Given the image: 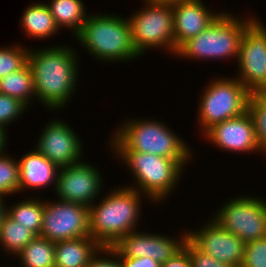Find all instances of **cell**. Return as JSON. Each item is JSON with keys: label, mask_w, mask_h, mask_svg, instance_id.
Here are the masks:
<instances>
[{"label": "cell", "mask_w": 266, "mask_h": 267, "mask_svg": "<svg viewBox=\"0 0 266 267\" xmlns=\"http://www.w3.org/2000/svg\"><path fill=\"white\" fill-rule=\"evenodd\" d=\"M60 45L54 43L53 46L51 44L38 49L30 47L27 55L37 103H41L49 112H59L68 107L76 95L78 77H81L79 51L72 44Z\"/></svg>", "instance_id": "1"}, {"label": "cell", "mask_w": 266, "mask_h": 267, "mask_svg": "<svg viewBox=\"0 0 266 267\" xmlns=\"http://www.w3.org/2000/svg\"><path fill=\"white\" fill-rule=\"evenodd\" d=\"M107 193L89 207V233L101 247H111L119 238L138 230L142 202L149 200L125 185Z\"/></svg>", "instance_id": "2"}, {"label": "cell", "mask_w": 266, "mask_h": 267, "mask_svg": "<svg viewBox=\"0 0 266 267\" xmlns=\"http://www.w3.org/2000/svg\"><path fill=\"white\" fill-rule=\"evenodd\" d=\"M130 118L122 120L121 125L112 131L108 141L110 151H138L168 159H194L192 147L164 120Z\"/></svg>", "instance_id": "3"}, {"label": "cell", "mask_w": 266, "mask_h": 267, "mask_svg": "<svg viewBox=\"0 0 266 267\" xmlns=\"http://www.w3.org/2000/svg\"><path fill=\"white\" fill-rule=\"evenodd\" d=\"M113 152V153H112ZM113 158L126 165L133 177V183L128 186L144 194L149 203L158 205L167 201L168 197L178 190L186 165L190 159H168L150 153L138 151H112ZM181 180V181H180Z\"/></svg>", "instance_id": "4"}, {"label": "cell", "mask_w": 266, "mask_h": 267, "mask_svg": "<svg viewBox=\"0 0 266 267\" xmlns=\"http://www.w3.org/2000/svg\"><path fill=\"white\" fill-rule=\"evenodd\" d=\"M122 16L108 12L89 14L74 37L77 44L100 63H133L137 58L141 59L132 43L129 21Z\"/></svg>", "instance_id": "5"}, {"label": "cell", "mask_w": 266, "mask_h": 267, "mask_svg": "<svg viewBox=\"0 0 266 267\" xmlns=\"http://www.w3.org/2000/svg\"><path fill=\"white\" fill-rule=\"evenodd\" d=\"M239 15V16H238ZM226 10L204 31L184 42L175 54L182 60H238L239 44L246 27L256 18ZM231 58V59H230ZM236 58V59H235Z\"/></svg>", "instance_id": "6"}, {"label": "cell", "mask_w": 266, "mask_h": 267, "mask_svg": "<svg viewBox=\"0 0 266 267\" xmlns=\"http://www.w3.org/2000/svg\"><path fill=\"white\" fill-rule=\"evenodd\" d=\"M142 5L127 18L135 50L142 57L160 49L175 58L172 3L144 0Z\"/></svg>", "instance_id": "7"}, {"label": "cell", "mask_w": 266, "mask_h": 267, "mask_svg": "<svg viewBox=\"0 0 266 267\" xmlns=\"http://www.w3.org/2000/svg\"><path fill=\"white\" fill-rule=\"evenodd\" d=\"M229 77V78H228ZM213 77L200 93L196 114L203 134L216 123L239 117L247 112L250 92L234 77Z\"/></svg>", "instance_id": "8"}, {"label": "cell", "mask_w": 266, "mask_h": 267, "mask_svg": "<svg viewBox=\"0 0 266 267\" xmlns=\"http://www.w3.org/2000/svg\"><path fill=\"white\" fill-rule=\"evenodd\" d=\"M220 205L210 217L245 244L266 236V198L237 195Z\"/></svg>", "instance_id": "9"}, {"label": "cell", "mask_w": 266, "mask_h": 267, "mask_svg": "<svg viewBox=\"0 0 266 267\" xmlns=\"http://www.w3.org/2000/svg\"><path fill=\"white\" fill-rule=\"evenodd\" d=\"M256 17L243 32L236 78L250 93H266V25Z\"/></svg>", "instance_id": "10"}, {"label": "cell", "mask_w": 266, "mask_h": 267, "mask_svg": "<svg viewBox=\"0 0 266 267\" xmlns=\"http://www.w3.org/2000/svg\"><path fill=\"white\" fill-rule=\"evenodd\" d=\"M48 200L44 203L41 237L56 243L90 236L88 206L57 198Z\"/></svg>", "instance_id": "11"}, {"label": "cell", "mask_w": 266, "mask_h": 267, "mask_svg": "<svg viewBox=\"0 0 266 267\" xmlns=\"http://www.w3.org/2000/svg\"><path fill=\"white\" fill-rule=\"evenodd\" d=\"M97 165L86 162V159L79 163L59 168L55 194L59 200L80 203L90 207L99 199L103 192L104 174L101 175Z\"/></svg>", "instance_id": "12"}, {"label": "cell", "mask_w": 266, "mask_h": 267, "mask_svg": "<svg viewBox=\"0 0 266 267\" xmlns=\"http://www.w3.org/2000/svg\"><path fill=\"white\" fill-rule=\"evenodd\" d=\"M184 230L182 234L179 232V236H176L178 238L160 232L136 230L119 238L110 248L119 257H150L162 265L184 248L188 238L187 228Z\"/></svg>", "instance_id": "13"}, {"label": "cell", "mask_w": 266, "mask_h": 267, "mask_svg": "<svg viewBox=\"0 0 266 267\" xmlns=\"http://www.w3.org/2000/svg\"><path fill=\"white\" fill-rule=\"evenodd\" d=\"M59 118L53 117L50 122L45 123L33 148L58 168H63L83 160L84 144L76 130L67 121Z\"/></svg>", "instance_id": "14"}, {"label": "cell", "mask_w": 266, "mask_h": 267, "mask_svg": "<svg viewBox=\"0 0 266 267\" xmlns=\"http://www.w3.org/2000/svg\"><path fill=\"white\" fill-rule=\"evenodd\" d=\"M202 138L220 150L234 154L260 153L266 158L265 151L260 147L252 118L248 112L243 115L219 122L207 129Z\"/></svg>", "instance_id": "15"}, {"label": "cell", "mask_w": 266, "mask_h": 267, "mask_svg": "<svg viewBox=\"0 0 266 267\" xmlns=\"http://www.w3.org/2000/svg\"><path fill=\"white\" fill-rule=\"evenodd\" d=\"M195 230L189 228L188 238L203 252L219 262L233 267H241L245 243L236 235L222 228L214 219L208 217ZM192 230V231H191Z\"/></svg>", "instance_id": "16"}, {"label": "cell", "mask_w": 266, "mask_h": 267, "mask_svg": "<svg viewBox=\"0 0 266 267\" xmlns=\"http://www.w3.org/2000/svg\"><path fill=\"white\" fill-rule=\"evenodd\" d=\"M175 54L188 39L207 29L224 11H213L203 0L172 3Z\"/></svg>", "instance_id": "17"}, {"label": "cell", "mask_w": 266, "mask_h": 267, "mask_svg": "<svg viewBox=\"0 0 266 267\" xmlns=\"http://www.w3.org/2000/svg\"><path fill=\"white\" fill-rule=\"evenodd\" d=\"M19 165V192L39 191L47 187L55 190L59 168L35 148L22 154Z\"/></svg>", "instance_id": "18"}, {"label": "cell", "mask_w": 266, "mask_h": 267, "mask_svg": "<svg viewBox=\"0 0 266 267\" xmlns=\"http://www.w3.org/2000/svg\"><path fill=\"white\" fill-rule=\"evenodd\" d=\"M101 248L91 236L56 242L54 267H86Z\"/></svg>", "instance_id": "19"}, {"label": "cell", "mask_w": 266, "mask_h": 267, "mask_svg": "<svg viewBox=\"0 0 266 267\" xmlns=\"http://www.w3.org/2000/svg\"><path fill=\"white\" fill-rule=\"evenodd\" d=\"M23 11L19 23L30 39L46 40L60 33L61 30L56 25L46 2H32Z\"/></svg>", "instance_id": "20"}, {"label": "cell", "mask_w": 266, "mask_h": 267, "mask_svg": "<svg viewBox=\"0 0 266 267\" xmlns=\"http://www.w3.org/2000/svg\"><path fill=\"white\" fill-rule=\"evenodd\" d=\"M82 0H48L47 6L60 30L71 31L73 39L81 31L88 15Z\"/></svg>", "instance_id": "21"}, {"label": "cell", "mask_w": 266, "mask_h": 267, "mask_svg": "<svg viewBox=\"0 0 266 267\" xmlns=\"http://www.w3.org/2000/svg\"><path fill=\"white\" fill-rule=\"evenodd\" d=\"M0 93L14 97L24 103L29 109L36 101L33 75L26 63L20 70L10 73L0 79Z\"/></svg>", "instance_id": "22"}, {"label": "cell", "mask_w": 266, "mask_h": 267, "mask_svg": "<svg viewBox=\"0 0 266 267\" xmlns=\"http://www.w3.org/2000/svg\"><path fill=\"white\" fill-rule=\"evenodd\" d=\"M37 197V198H36ZM37 195L21 199L7 206V215L14 221L21 223L30 231L40 236L42 228L45 199Z\"/></svg>", "instance_id": "23"}, {"label": "cell", "mask_w": 266, "mask_h": 267, "mask_svg": "<svg viewBox=\"0 0 266 267\" xmlns=\"http://www.w3.org/2000/svg\"><path fill=\"white\" fill-rule=\"evenodd\" d=\"M37 235L6 215L0 225V249L15 258Z\"/></svg>", "instance_id": "24"}, {"label": "cell", "mask_w": 266, "mask_h": 267, "mask_svg": "<svg viewBox=\"0 0 266 267\" xmlns=\"http://www.w3.org/2000/svg\"><path fill=\"white\" fill-rule=\"evenodd\" d=\"M21 267H54L55 243L36 236L15 257Z\"/></svg>", "instance_id": "25"}, {"label": "cell", "mask_w": 266, "mask_h": 267, "mask_svg": "<svg viewBox=\"0 0 266 267\" xmlns=\"http://www.w3.org/2000/svg\"><path fill=\"white\" fill-rule=\"evenodd\" d=\"M19 194V165L14 156L6 152L0 154V196L7 198Z\"/></svg>", "instance_id": "26"}, {"label": "cell", "mask_w": 266, "mask_h": 267, "mask_svg": "<svg viewBox=\"0 0 266 267\" xmlns=\"http://www.w3.org/2000/svg\"><path fill=\"white\" fill-rule=\"evenodd\" d=\"M247 112L252 118L258 143L266 153V93H251Z\"/></svg>", "instance_id": "27"}, {"label": "cell", "mask_w": 266, "mask_h": 267, "mask_svg": "<svg viewBox=\"0 0 266 267\" xmlns=\"http://www.w3.org/2000/svg\"><path fill=\"white\" fill-rule=\"evenodd\" d=\"M29 48L19 43L0 46V79L20 70L27 63Z\"/></svg>", "instance_id": "28"}, {"label": "cell", "mask_w": 266, "mask_h": 267, "mask_svg": "<svg viewBox=\"0 0 266 267\" xmlns=\"http://www.w3.org/2000/svg\"><path fill=\"white\" fill-rule=\"evenodd\" d=\"M29 108L20 100L0 93V125L8 129L15 120H19ZM26 111V112H25ZM9 125V126H8Z\"/></svg>", "instance_id": "29"}, {"label": "cell", "mask_w": 266, "mask_h": 267, "mask_svg": "<svg viewBox=\"0 0 266 267\" xmlns=\"http://www.w3.org/2000/svg\"><path fill=\"white\" fill-rule=\"evenodd\" d=\"M241 267H266V236L245 244Z\"/></svg>", "instance_id": "30"}, {"label": "cell", "mask_w": 266, "mask_h": 267, "mask_svg": "<svg viewBox=\"0 0 266 267\" xmlns=\"http://www.w3.org/2000/svg\"><path fill=\"white\" fill-rule=\"evenodd\" d=\"M184 248L189 253L192 267H233L201 251L189 238L185 241Z\"/></svg>", "instance_id": "31"}, {"label": "cell", "mask_w": 266, "mask_h": 267, "mask_svg": "<svg viewBox=\"0 0 266 267\" xmlns=\"http://www.w3.org/2000/svg\"><path fill=\"white\" fill-rule=\"evenodd\" d=\"M86 267H123V265L120 257L110 247H102Z\"/></svg>", "instance_id": "32"}, {"label": "cell", "mask_w": 266, "mask_h": 267, "mask_svg": "<svg viewBox=\"0 0 266 267\" xmlns=\"http://www.w3.org/2000/svg\"><path fill=\"white\" fill-rule=\"evenodd\" d=\"M123 267H161V264L150 257L128 258L120 257Z\"/></svg>", "instance_id": "33"}, {"label": "cell", "mask_w": 266, "mask_h": 267, "mask_svg": "<svg viewBox=\"0 0 266 267\" xmlns=\"http://www.w3.org/2000/svg\"><path fill=\"white\" fill-rule=\"evenodd\" d=\"M161 267H192L188 251L183 248L174 257L164 262Z\"/></svg>", "instance_id": "34"}, {"label": "cell", "mask_w": 266, "mask_h": 267, "mask_svg": "<svg viewBox=\"0 0 266 267\" xmlns=\"http://www.w3.org/2000/svg\"><path fill=\"white\" fill-rule=\"evenodd\" d=\"M7 133V129L0 125V154L7 151V141L9 139Z\"/></svg>", "instance_id": "35"}, {"label": "cell", "mask_w": 266, "mask_h": 267, "mask_svg": "<svg viewBox=\"0 0 266 267\" xmlns=\"http://www.w3.org/2000/svg\"><path fill=\"white\" fill-rule=\"evenodd\" d=\"M7 199H5L4 197L0 196V225L4 219V217L7 215V206L8 204H6Z\"/></svg>", "instance_id": "36"}, {"label": "cell", "mask_w": 266, "mask_h": 267, "mask_svg": "<svg viewBox=\"0 0 266 267\" xmlns=\"http://www.w3.org/2000/svg\"><path fill=\"white\" fill-rule=\"evenodd\" d=\"M147 1L163 2V3H173V2H176V1H180V0H147Z\"/></svg>", "instance_id": "37"}]
</instances>
